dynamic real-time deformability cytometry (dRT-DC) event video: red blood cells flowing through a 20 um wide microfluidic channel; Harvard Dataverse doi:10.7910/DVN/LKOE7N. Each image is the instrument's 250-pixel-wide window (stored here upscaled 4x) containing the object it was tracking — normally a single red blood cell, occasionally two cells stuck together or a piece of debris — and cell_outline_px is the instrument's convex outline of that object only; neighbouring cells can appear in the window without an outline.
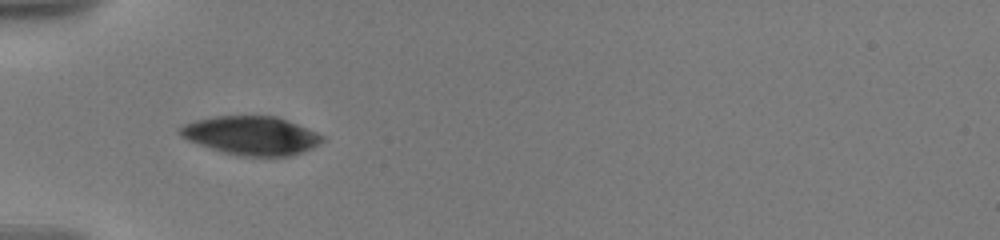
{"species": "human", "species_latin": "Homo sapiens", "temperature_condition": "warm", "stored_images_in_passage": 57, "camera_frame_rate_fps": 3000, "um_per_image_px": 0.085, "donor": {"sex": "male"}, "frame": {"image": 1, "passage_image": 1, "time_ms": 0.0, "image_size_px": [1000, 240], "cell_outline_px": [[324, 140], [312, 148], [304, 152], [292, 156], [244, 156], [224, 152], [188, 140], [180, 136], [176, 132], [176, 128], [184, 124], [196, 120], [216, 116], [276, 116], [288, 120], [316, 132], [324, 136]], "centroid_in_image_um": [21.36, 11.52], "position_along_channel_um": 63.6, "area_um2": 32.02}}
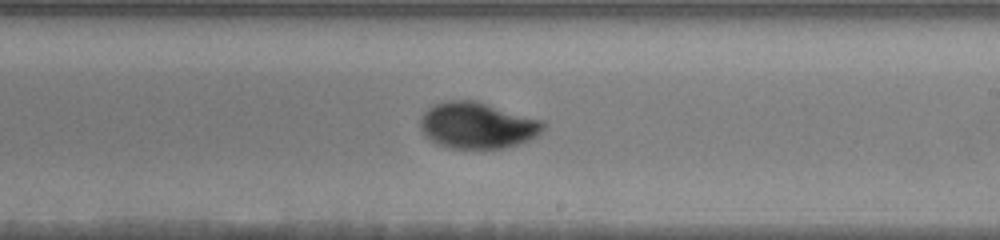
{"frame": {"image": 2, "passage_image": 23, "time_ms": 5.333, "image_size_px": [1000, 240], "cell_outline_px": [[548, 124], [532, 140], [504, 148], [452, 148], [436, 144], [420, 128], [420, 120], [424, 112], [428, 108], [444, 100], [476, 100], [544, 120]], "centroid_in_image_um": [40.63, 10.65], "position_along_channel_um": 248.4, "area_um2": 33.35}}
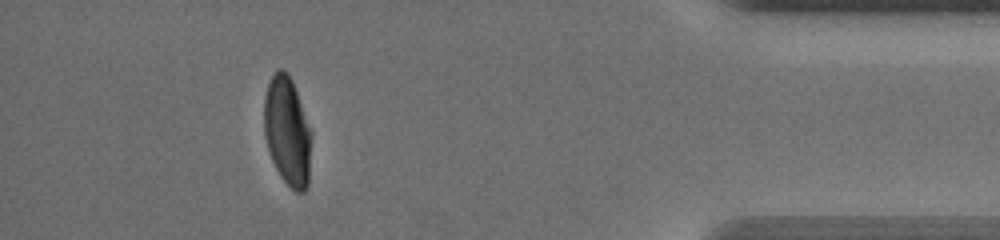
{"frame": {"image": 3, "passage_image": 49, "time_ms": 11.0, "image_size_px": [1000, 240], "cell_outline_px": [[312, 136], [308, 184], [304, 192], [296, 192], [280, 176], [272, 160], [268, 148], [264, 132], [264, 96], [268, 84], [272, 76], [280, 68], [284, 68], [288, 72], [292, 80], [312, 132]], "centroid_in_image_um": [24.43, 11.14], "position_along_channel_um": 410.8, "area_um2": 30.06}, "authors_computed_cell_mechanics": {"area_um2": 32.1946, "velocity_mm_per_s": 3.5732, "shape_relaxation_time_tau1_ms": 4.9194, "shape_relaxation_time_tau2_ms": 2.2181, "deformation_change_tau1": 0.1642, "deformation_change_tau2": 0.0282}}